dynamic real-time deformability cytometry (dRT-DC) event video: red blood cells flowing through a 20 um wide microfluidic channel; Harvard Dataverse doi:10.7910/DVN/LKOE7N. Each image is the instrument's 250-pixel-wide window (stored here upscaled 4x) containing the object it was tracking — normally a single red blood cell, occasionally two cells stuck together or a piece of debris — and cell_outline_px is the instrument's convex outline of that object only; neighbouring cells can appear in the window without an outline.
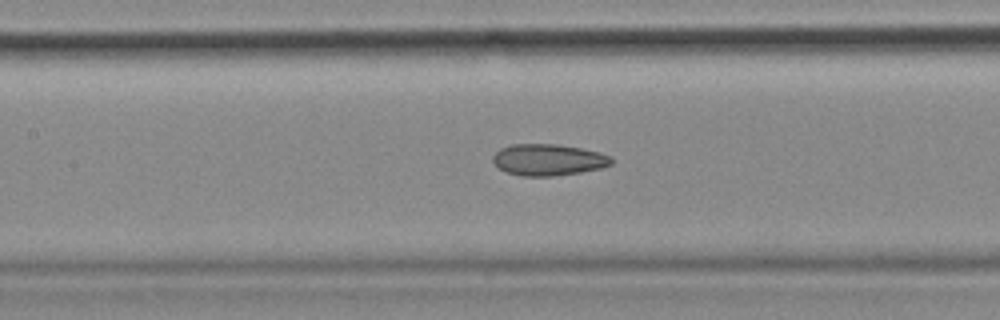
{"species": "common noctule bat (a hibernating species)", "species_latin": "Nyctalus noctula", "temperature_condition": "cold", "stored_images_in_passage": 54, "camera_frame_rate_fps": 3000, "um_per_image_px": 0.085, "animal": {"sex": "female", "body_mass_g": 18.4}, "frame": {"image": 1, "passage_image": 24, "time_ms": 7.667, "image_size_px": [1000, 320], "cell_outline_px": [[612, 164], [600, 168], [580, 172], [552, 176], [520, 176], [504, 172], [492, 160], [492, 156], [500, 148], [512, 144], [556, 144], [580, 148], [600, 152], [612, 156]], "centroid_in_image_um": [46.59, 13.58], "position_along_channel_um": 160.8, "area_um2": 21.79}, "authors_computed_cell_mechanics": {"area_um2": 22.253, "velocity_mm_per_s": 3.6814, "shape_relaxation_time_tau1_ms": null, "shape_relaxation_time_tau2_ms": 3.0863, "deformation_change_tau1": null, "deformation_change_tau2": 0.1023}}